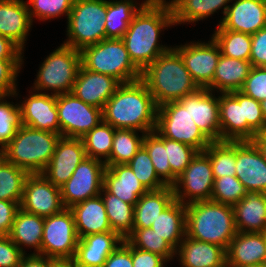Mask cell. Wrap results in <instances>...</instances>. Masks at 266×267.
I'll list each match as a JSON object with an SVG mask.
<instances>
[{"mask_svg": "<svg viewBox=\"0 0 266 267\" xmlns=\"http://www.w3.org/2000/svg\"><path fill=\"white\" fill-rule=\"evenodd\" d=\"M151 228L177 250L186 236V205L174 200L158 215Z\"/></svg>", "mask_w": 266, "mask_h": 267, "instance_id": "32", "label": "cell"}, {"mask_svg": "<svg viewBox=\"0 0 266 267\" xmlns=\"http://www.w3.org/2000/svg\"><path fill=\"white\" fill-rule=\"evenodd\" d=\"M85 157L86 153L81 138L61 137L42 174L54 186L60 188L71 178L73 172Z\"/></svg>", "mask_w": 266, "mask_h": 267, "instance_id": "19", "label": "cell"}, {"mask_svg": "<svg viewBox=\"0 0 266 267\" xmlns=\"http://www.w3.org/2000/svg\"><path fill=\"white\" fill-rule=\"evenodd\" d=\"M62 136L20 124L13 139L0 151L10 163L29 174L42 173Z\"/></svg>", "mask_w": 266, "mask_h": 267, "instance_id": "5", "label": "cell"}, {"mask_svg": "<svg viewBox=\"0 0 266 267\" xmlns=\"http://www.w3.org/2000/svg\"><path fill=\"white\" fill-rule=\"evenodd\" d=\"M233 209L237 232H266V193L246 192Z\"/></svg>", "mask_w": 266, "mask_h": 267, "instance_id": "29", "label": "cell"}, {"mask_svg": "<svg viewBox=\"0 0 266 267\" xmlns=\"http://www.w3.org/2000/svg\"><path fill=\"white\" fill-rule=\"evenodd\" d=\"M244 119L259 134L266 132V123L260 102L243 94Z\"/></svg>", "mask_w": 266, "mask_h": 267, "instance_id": "51", "label": "cell"}, {"mask_svg": "<svg viewBox=\"0 0 266 267\" xmlns=\"http://www.w3.org/2000/svg\"><path fill=\"white\" fill-rule=\"evenodd\" d=\"M219 24L226 30L253 35L266 27V0H235Z\"/></svg>", "mask_w": 266, "mask_h": 267, "instance_id": "21", "label": "cell"}, {"mask_svg": "<svg viewBox=\"0 0 266 267\" xmlns=\"http://www.w3.org/2000/svg\"><path fill=\"white\" fill-rule=\"evenodd\" d=\"M78 240L74 217L69 208L44 218L41 255L57 261H71Z\"/></svg>", "mask_w": 266, "mask_h": 267, "instance_id": "10", "label": "cell"}, {"mask_svg": "<svg viewBox=\"0 0 266 267\" xmlns=\"http://www.w3.org/2000/svg\"><path fill=\"white\" fill-rule=\"evenodd\" d=\"M25 254L9 235L0 236V267H19Z\"/></svg>", "mask_w": 266, "mask_h": 267, "instance_id": "52", "label": "cell"}, {"mask_svg": "<svg viewBox=\"0 0 266 267\" xmlns=\"http://www.w3.org/2000/svg\"><path fill=\"white\" fill-rule=\"evenodd\" d=\"M233 0H171L174 24L194 23L214 14L223 7V18L227 12L228 3Z\"/></svg>", "mask_w": 266, "mask_h": 267, "instance_id": "34", "label": "cell"}, {"mask_svg": "<svg viewBox=\"0 0 266 267\" xmlns=\"http://www.w3.org/2000/svg\"><path fill=\"white\" fill-rule=\"evenodd\" d=\"M240 92L258 102L266 100V67H252Z\"/></svg>", "mask_w": 266, "mask_h": 267, "instance_id": "50", "label": "cell"}, {"mask_svg": "<svg viewBox=\"0 0 266 267\" xmlns=\"http://www.w3.org/2000/svg\"><path fill=\"white\" fill-rule=\"evenodd\" d=\"M176 254L182 267H219L226 262L224 248L187 236L179 244Z\"/></svg>", "mask_w": 266, "mask_h": 267, "instance_id": "28", "label": "cell"}, {"mask_svg": "<svg viewBox=\"0 0 266 267\" xmlns=\"http://www.w3.org/2000/svg\"><path fill=\"white\" fill-rule=\"evenodd\" d=\"M69 209L79 239L90 234L112 231L101 195L74 204Z\"/></svg>", "mask_w": 266, "mask_h": 267, "instance_id": "26", "label": "cell"}, {"mask_svg": "<svg viewBox=\"0 0 266 267\" xmlns=\"http://www.w3.org/2000/svg\"><path fill=\"white\" fill-rule=\"evenodd\" d=\"M133 267H165L167 260L159 254L131 246Z\"/></svg>", "mask_w": 266, "mask_h": 267, "instance_id": "54", "label": "cell"}, {"mask_svg": "<svg viewBox=\"0 0 266 267\" xmlns=\"http://www.w3.org/2000/svg\"><path fill=\"white\" fill-rule=\"evenodd\" d=\"M53 267H75L71 261H58Z\"/></svg>", "mask_w": 266, "mask_h": 267, "instance_id": "60", "label": "cell"}, {"mask_svg": "<svg viewBox=\"0 0 266 267\" xmlns=\"http://www.w3.org/2000/svg\"><path fill=\"white\" fill-rule=\"evenodd\" d=\"M219 267H230L227 262H225L223 265L219 266Z\"/></svg>", "mask_w": 266, "mask_h": 267, "instance_id": "63", "label": "cell"}, {"mask_svg": "<svg viewBox=\"0 0 266 267\" xmlns=\"http://www.w3.org/2000/svg\"><path fill=\"white\" fill-rule=\"evenodd\" d=\"M28 175L26 170L8 162L0 154V200L17 202L20 205Z\"/></svg>", "mask_w": 266, "mask_h": 267, "instance_id": "38", "label": "cell"}, {"mask_svg": "<svg viewBox=\"0 0 266 267\" xmlns=\"http://www.w3.org/2000/svg\"><path fill=\"white\" fill-rule=\"evenodd\" d=\"M165 148L167 149V158L171 167L172 186L198 151L190 145L167 138H165Z\"/></svg>", "mask_w": 266, "mask_h": 267, "instance_id": "46", "label": "cell"}, {"mask_svg": "<svg viewBox=\"0 0 266 267\" xmlns=\"http://www.w3.org/2000/svg\"><path fill=\"white\" fill-rule=\"evenodd\" d=\"M241 267H265V266L263 263H258V264L245 265Z\"/></svg>", "mask_w": 266, "mask_h": 267, "instance_id": "62", "label": "cell"}, {"mask_svg": "<svg viewBox=\"0 0 266 267\" xmlns=\"http://www.w3.org/2000/svg\"><path fill=\"white\" fill-rule=\"evenodd\" d=\"M100 195L112 231L125 239L133 231L134 206L109 193L104 187Z\"/></svg>", "mask_w": 266, "mask_h": 267, "instance_id": "36", "label": "cell"}, {"mask_svg": "<svg viewBox=\"0 0 266 267\" xmlns=\"http://www.w3.org/2000/svg\"><path fill=\"white\" fill-rule=\"evenodd\" d=\"M144 135L139 137L133 129H115L110 158L105 165L127 164L141 148Z\"/></svg>", "mask_w": 266, "mask_h": 267, "instance_id": "40", "label": "cell"}, {"mask_svg": "<svg viewBox=\"0 0 266 267\" xmlns=\"http://www.w3.org/2000/svg\"><path fill=\"white\" fill-rule=\"evenodd\" d=\"M22 50L0 34V60H23Z\"/></svg>", "mask_w": 266, "mask_h": 267, "instance_id": "57", "label": "cell"}, {"mask_svg": "<svg viewBox=\"0 0 266 267\" xmlns=\"http://www.w3.org/2000/svg\"><path fill=\"white\" fill-rule=\"evenodd\" d=\"M204 152L210 158L214 179L236 176V141L211 142Z\"/></svg>", "mask_w": 266, "mask_h": 267, "instance_id": "39", "label": "cell"}, {"mask_svg": "<svg viewBox=\"0 0 266 267\" xmlns=\"http://www.w3.org/2000/svg\"><path fill=\"white\" fill-rule=\"evenodd\" d=\"M252 141L259 148L260 152L262 153V155L265 157L266 160V132L257 134Z\"/></svg>", "mask_w": 266, "mask_h": 267, "instance_id": "59", "label": "cell"}, {"mask_svg": "<svg viewBox=\"0 0 266 267\" xmlns=\"http://www.w3.org/2000/svg\"><path fill=\"white\" fill-rule=\"evenodd\" d=\"M28 255V256H27ZM25 254L19 267H53L58 261L40 254Z\"/></svg>", "mask_w": 266, "mask_h": 267, "instance_id": "58", "label": "cell"}, {"mask_svg": "<svg viewBox=\"0 0 266 267\" xmlns=\"http://www.w3.org/2000/svg\"><path fill=\"white\" fill-rule=\"evenodd\" d=\"M213 185L214 177L210 158L203 151L197 152L172 188L175 200L187 205L192 202L210 200ZM187 198L188 200L185 201Z\"/></svg>", "mask_w": 266, "mask_h": 267, "instance_id": "11", "label": "cell"}, {"mask_svg": "<svg viewBox=\"0 0 266 267\" xmlns=\"http://www.w3.org/2000/svg\"><path fill=\"white\" fill-rule=\"evenodd\" d=\"M60 135L81 138L102 121V109L87 104L72 92L57 95Z\"/></svg>", "mask_w": 266, "mask_h": 267, "instance_id": "12", "label": "cell"}, {"mask_svg": "<svg viewBox=\"0 0 266 267\" xmlns=\"http://www.w3.org/2000/svg\"><path fill=\"white\" fill-rule=\"evenodd\" d=\"M74 0H29L28 11L33 22V17L39 20L53 19L65 14L68 16L73 7Z\"/></svg>", "mask_w": 266, "mask_h": 267, "instance_id": "47", "label": "cell"}, {"mask_svg": "<svg viewBox=\"0 0 266 267\" xmlns=\"http://www.w3.org/2000/svg\"><path fill=\"white\" fill-rule=\"evenodd\" d=\"M221 95L219 96L220 141H252L258 133L244 119L243 93L233 91Z\"/></svg>", "mask_w": 266, "mask_h": 267, "instance_id": "16", "label": "cell"}, {"mask_svg": "<svg viewBox=\"0 0 266 267\" xmlns=\"http://www.w3.org/2000/svg\"><path fill=\"white\" fill-rule=\"evenodd\" d=\"M212 38L218 44L221 55L250 61L251 35L224 29L218 24Z\"/></svg>", "mask_w": 266, "mask_h": 267, "instance_id": "37", "label": "cell"}, {"mask_svg": "<svg viewBox=\"0 0 266 267\" xmlns=\"http://www.w3.org/2000/svg\"><path fill=\"white\" fill-rule=\"evenodd\" d=\"M175 200L172 186L148 190L134 206L133 229L149 228L158 215Z\"/></svg>", "mask_w": 266, "mask_h": 267, "instance_id": "31", "label": "cell"}, {"mask_svg": "<svg viewBox=\"0 0 266 267\" xmlns=\"http://www.w3.org/2000/svg\"><path fill=\"white\" fill-rule=\"evenodd\" d=\"M155 130L163 137L190 145L203 152L211 141L202 133L189 114V105L171 101L157 109Z\"/></svg>", "mask_w": 266, "mask_h": 267, "instance_id": "9", "label": "cell"}, {"mask_svg": "<svg viewBox=\"0 0 266 267\" xmlns=\"http://www.w3.org/2000/svg\"><path fill=\"white\" fill-rule=\"evenodd\" d=\"M127 164L147 190H159L167 186L156 174L152 160L143 146Z\"/></svg>", "mask_w": 266, "mask_h": 267, "instance_id": "44", "label": "cell"}, {"mask_svg": "<svg viewBox=\"0 0 266 267\" xmlns=\"http://www.w3.org/2000/svg\"><path fill=\"white\" fill-rule=\"evenodd\" d=\"M263 264H264V266L266 267V257H265V260H264Z\"/></svg>", "mask_w": 266, "mask_h": 267, "instance_id": "64", "label": "cell"}, {"mask_svg": "<svg viewBox=\"0 0 266 267\" xmlns=\"http://www.w3.org/2000/svg\"><path fill=\"white\" fill-rule=\"evenodd\" d=\"M142 146L147 150L158 177L167 186H171V167L167 158L165 137L156 130L145 133Z\"/></svg>", "mask_w": 266, "mask_h": 267, "instance_id": "43", "label": "cell"}, {"mask_svg": "<svg viewBox=\"0 0 266 267\" xmlns=\"http://www.w3.org/2000/svg\"><path fill=\"white\" fill-rule=\"evenodd\" d=\"M125 240L132 247L159 254L167 261L173 259V257L177 255L176 250L151 227L133 229Z\"/></svg>", "mask_w": 266, "mask_h": 267, "instance_id": "42", "label": "cell"}, {"mask_svg": "<svg viewBox=\"0 0 266 267\" xmlns=\"http://www.w3.org/2000/svg\"><path fill=\"white\" fill-rule=\"evenodd\" d=\"M121 83L112 76L79 68L72 93L83 102L103 109Z\"/></svg>", "mask_w": 266, "mask_h": 267, "instance_id": "23", "label": "cell"}, {"mask_svg": "<svg viewBox=\"0 0 266 267\" xmlns=\"http://www.w3.org/2000/svg\"><path fill=\"white\" fill-rule=\"evenodd\" d=\"M103 267H133L131 245L124 239L109 255Z\"/></svg>", "mask_w": 266, "mask_h": 267, "instance_id": "55", "label": "cell"}, {"mask_svg": "<svg viewBox=\"0 0 266 267\" xmlns=\"http://www.w3.org/2000/svg\"><path fill=\"white\" fill-rule=\"evenodd\" d=\"M246 192L243 184L236 176H223L214 179L210 200L234 206L246 195Z\"/></svg>", "mask_w": 266, "mask_h": 267, "instance_id": "45", "label": "cell"}, {"mask_svg": "<svg viewBox=\"0 0 266 267\" xmlns=\"http://www.w3.org/2000/svg\"><path fill=\"white\" fill-rule=\"evenodd\" d=\"M260 106H261V109H262V112H263V116H264V120H265V123H266V100L260 102Z\"/></svg>", "mask_w": 266, "mask_h": 267, "instance_id": "61", "label": "cell"}, {"mask_svg": "<svg viewBox=\"0 0 266 267\" xmlns=\"http://www.w3.org/2000/svg\"><path fill=\"white\" fill-rule=\"evenodd\" d=\"M106 14L107 0H74L63 44L81 51L106 39Z\"/></svg>", "mask_w": 266, "mask_h": 267, "instance_id": "7", "label": "cell"}, {"mask_svg": "<svg viewBox=\"0 0 266 267\" xmlns=\"http://www.w3.org/2000/svg\"><path fill=\"white\" fill-rule=\"evenodd\" d=\"M23 60H0V96L17 97L16 77Z\"/></svg>", "mask_w": 266, "mask_h": 267, "instance_id": "49", "label": "cell"}, {"mask_svg": "<svg viewBox=\"0 0 266 267\" xmlns=\"http://www.w3.org/2000/svg\"><path fill=\"white\" fill-rule=\"evenodd\" d=\"M105 162L85 157L71 178L60 187L65 208L100 195L104 183Z\"/></svg>", "mask_w": 266, "mask_h": 267, "instance_id": "13", "label": "cell"}, {"mask_svg": "<svg viewBox=\"0 0 266 267\" xmlns=\"http://www.w3.org/2000/svg\"><path fill=\"white\" fill-rule=\"evenodd\" d=\"M173 25L172 8L166 0H148L135 14L122 39L131 61L141 72L172 48L157 42L160 31Z\"/></svg>", "mask_w": 266, "mask_h": 267, "instance_id": "1", "label": "cell"}, {"mask_svg": "<svg viewBox=\"0 0 266 267\" xmlns=\"http://www.w3.org/2000/svg\"><path fill=\"white\" fill-rule=\"evenodd\" d=\"M103 187L133 206L148 191L128 164L106 166Z\"/></svg>", "mask_w": 266, "mask_h": 267, "instance_id": "27", "label": "cell"}, {"mask_svg": "<svg viewBox=\"0 0 266 267\" xmlns=\"http://www.w3.org/2000/svg\"><path fill=\"white\" fill-rule=\"evenodd\" d=\"M20 205L17 202L0 200V236L9 235Z\"/></svg>", "mask_w": 266, "mask_h": 267, "instance_id": "56", "label": "cell"}, {"mask_svg": "<svg viewBox=\"0 0 266 267\" xmlns=\"http://www.w3.org/2000/svg\"><path fill=\"white\" fill-rule=\"evenodd\" d=\"M157 109L147 85L140 79L117 88L102 109V121L115 129L149 133L156 128Z\"/></svg>", "mask_w": 266, "mask_h": 267, "instance_id": "2", "label": "cell"}, {"mask_svg": "<svg viewBox=\"0 0 266 267\" xmlns=\"http://www.w3.org/2000/svg\"><path fill=\"white\" fill-rule=\"evenodd\" d=\"M252 68L250 61L220 55L211 82V91L230 93L240 91ZM219 90V91H218Z\"/></svg>", "mask_w": 266, "mask_h": 267, "instance_id": "30", "label": "cell"}, {"mask_svg": "<svg viewBox=\"0 0 266 267\" xmlns=\"http://www.w3.org/2000/svg\"><path fill=\"white\" fill-rule=\"evenodd\" d=\"M44 217L26 212L19 208L9 233L11 240L23 251L26 247L35 248L34 254L41 255Z\"/></svg>", "mask_w": 266, "mask_h": 267, "instance_id": "33", "label": "cell"}, {"mask_svg": "<svg viewBox=\"0 0 266 267\" xmlns=\"http://www.w3.org/2000/svg\"><path fill=\"white\" fill-rule=\"evenodd\" d=\"M115 128L101 121L96 127L81 137L86 157L103 160L110 158ZM101 157H103L101 159Z\"/></svg>", "mask_w": 266, "mask_h": 267, "instance_id": "41", "label": "cell"}, {"mask_svg": "<svg viewBox=\"0 0 266 267\" xmlns=\"http://www.w3.org/2000/svg\"><path fill=\"white\" fill-rule=\"evenodd\" d=\"M233 206L212 200L186 205V236L227 250L236 236Z\"/></svg>", "mask_w": 266, "mask_h": 267, "instance_id": "4", "label": "cell"}, {"mask_svg": "<svg viewBox=\"0 0 266 267\" xmlns=\"http://www.w3.org/2000/svg\"><path fill=\"white\" fill-rule=\"evenodd\" d=\"M147 1L144 0L141 5L134 4L133 0L107 1L106 38H123L135 14Z\"/></svg>", "mask_w": 266, "mask_h": 267, "instance_id": "35", "label": "cell"}, {"mask_svg": "<svg viewBox=\"0 0 266 267\" xmlns=\"http://www.w3.org/2000/svg\"><path fill=\"white\" fill-rule=\"evenodd\" d=\"M141 80L147 85L158 107L179 101L200 89L174 48L157 57L142 72Z\"/></svg>", "mask_w": 266, "mask_h": 267, "instance_id": "3", "label": "cell"}, {"mask_svg": "<svg viewBox=\"0 0 266 267\" xmlns=\"http://www.w3.org/2000/svg\"><path fill=\"white\" fill-rule=\"evenodd\" d=\"M209 89H199L179 101L189 105V114L202 133L211 141H220L219 96Z\"/></svg>", "mask_w": 266, "mask_h": 267, "instance_id": "20", "label": "cell"}, {"mask_svg": "<svg viewBox=\"0 0 266 267\" xmlns=\"http://www.w3.org/2000/svg\"><path fill=\"white\" fill-rule=\"evenodd\" d=\"M235 169L247 192L266 193V160L253 141H236Z\"/></svg>", "mask_w": 266, "mask_h": 267, "instance_id": "18", "label": "cell"}, {"mask_svg": "<svg viewBox=\"0 0 266 267\" xmlns=\"http://www.w3.org/2000/svg\"><path fill=\"white\" fill-rule=\"evenodd\" d=\"M4 98L6 96H0V151L13 139L20 126L19 104H11Z\"/></svg>", "mask_w": 266, "mask_h": 267, "instance_id": "48", "label": "cell"}, {"mask_svg": "<svg viewBox=\"0 0 266 267\" xmlns=\"http://www.w3.org/2000/svg\"><path fill=\"white\" fill-rule=\"evenodd\" d=\"M123 241L114 231L87 235L78 240L71 262L75 267H103L109 255Z\"/></svg>", "mask_w": 266, "mask_h": 267, "instance_id": "22", "label": "cell"}, {"mask_svg": "<svg viewBox=\"0 0 266 267\" xmlns=\"http://www.w3.org/2000/svg\"><path fill=\"white\" fill-rule=\"evenodd\" d=\"M32 19L23 0H0V34L10 39L22 51Z\"/></svg>", "mask_w": 266, "mask_h": 267, "instance_id": "24", "label": "cell"}, {"mask_svg": "<svg viewBox=\"0 0 266 267\" xmlns=\"http://www.w3.org/2000/svg\"><path fill=\"white\" fill-rule=\"evenodd\" d=\"M266 257V232H237L226 250L230 267L263 263Z\"/></svg>", "mask_w": 266, "mask_h": 267, "instance_id": "25", "label": "cell"}, {"mask_svg": "<svg viewBox=\"0 0 266 267\" xmlns=\"http://www.w3.org/2000/svg\"><path fill=\"white\" fill-rule=\"evenodd\" d=\"M182 60L194 82L200 89L211 90V82L221 55L218 44L211 37V41L191 42L190 44L173 47Z\"/></svg>", "mask_w": 266, "mask_h": 267, "instance_id": "14", "label": "cell"}, {"mask_svg": "<svg viewBox=\"0 0 266 267\" xmlns=\"http://www.w3.org/2000/svg\"><path fill=\"white\" fill-rule=\"evenodd\" d=\"M80 52L81 65L89 71L112 76L121 84L141 79L142 72L131 61L122 38H106Z\"/></svg>", "mask_w": 266, "mask_h": 267, "instance_id": "6", "label": "cell"}, {"mask_svg": "<svg viewBox=\"0 0 266 267\" xmlns=\"http://www.w3.org/2000/svg\"><path fill=\"white\" fill-rule=\"evenodd\" d=\"M20 124L60 135L57 95L36 92L19 104Z\"/></svg>", "mask_w": 266, "mask_h": 267, "instance_id": "17", "label": "cell"}, {"mask_svg": "<svg viewBox=\"0 0 266 267\" xmlns=\"http://www.w3.org/2000/svg\"><path fill=\"white\" fill-rule=\"evenodd\" d=\"M80 67L81 52L62 44L40 66L32 90H51L54 95L70 93Z\"/></svg>", "mask_w": 266, "mask_h": 267, "instance_id": "8", "label": "cell"}, {"mask_svg": "<svg viewBox=\"0 0 266 267\" xmlns=\"http://www.w3.org/2000/svg\"><path fill=\"white\" fill-rule=\"evenodd\" d=\"M252 67H266V27L251 35Z\"/></svg>", "mask_w": 266, "mask_h": 267, "instance_id": "53", "label": "cell"}, {"mask_svg": "<svg viewBox=\"0 0 266 267\" xmlns=\"http://www.w3.org/2000/svg\"><path fill=\"white\" fill-rule=\"evenodd\" d=\"M20 208L45 218L61 212L65 207L60 188L42 173H36L29 174L25 180Z\"/></svg>", "mask_w": 266, "mask_h": 267, "instance_id": "15", "label": "cell"}]
</instances>
